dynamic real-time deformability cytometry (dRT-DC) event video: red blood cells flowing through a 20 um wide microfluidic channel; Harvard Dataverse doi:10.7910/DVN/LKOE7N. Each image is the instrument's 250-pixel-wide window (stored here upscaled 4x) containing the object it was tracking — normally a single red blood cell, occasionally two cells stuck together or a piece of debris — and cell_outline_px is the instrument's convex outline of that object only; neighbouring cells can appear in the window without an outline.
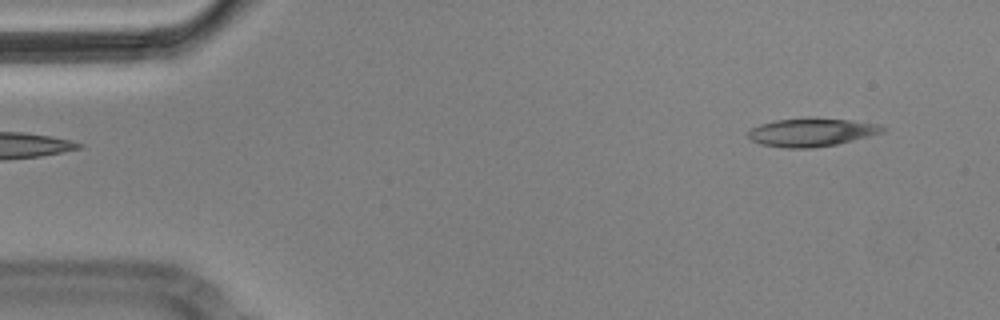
{"species": "Egyptian fruit bat (a non-hibernating species)", "species_latin": "Rousettus aegyptiacus", "temperature_condition": "cold", "stored_images_in_passage": 6, "camera_frame_rate_fps": 3000, "um_per_image_px": 0.085, "animal": {"sex": "male"}, "frame": {"image": 1, "passage_image": 6, "time_ms": 1.667, "image_size_px": [1000, 320], "cell_outline_px": [[888, 128], [884, 132], [836, 144], [812, 148], [784, 148], [760, 144], [752, 140], [748, 136], [748, 132], [752, 128], [760, 124], [776, 120], [808, 116], [816, 116], [880, 124]], "centroid_in_image_um": [68.99, 11.22], "position_along_channel_um": 16.0, "area_um2": 22.48}}